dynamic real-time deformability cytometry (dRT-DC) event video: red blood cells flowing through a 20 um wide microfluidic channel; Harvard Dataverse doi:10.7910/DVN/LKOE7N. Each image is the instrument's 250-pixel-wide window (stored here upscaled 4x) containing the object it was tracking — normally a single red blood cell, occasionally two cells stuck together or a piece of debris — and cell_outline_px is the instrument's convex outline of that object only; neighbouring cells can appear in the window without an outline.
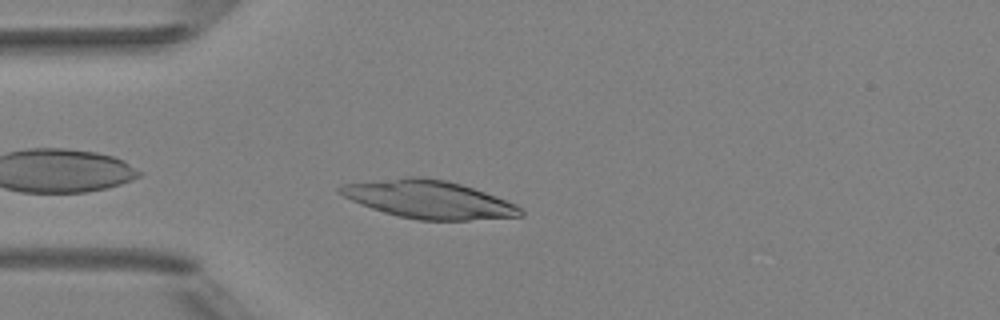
{"species": "Egyptian fruit bat (a non-hibernating species)", "species_latin": "Rousettus aegyptiacus", "temperature_condition": "room temperature", "stored_images_in_passage": 3, "camera_frame_rate_fps": 3000, "um_per_image_px": 0.085, "animal": {"sex": "female"}, "frame": {"image": 1, "passage_image": 3, "time_ms": 2.0, "image_size_px": [1000, 320], "cell_outline_px": [[524, 216], [468, 220], [420, 220], [400, 216], [384, 212], [360, 204], [336, 192], [336, 188], [344, 184], [404, 176], [420, 176], [448, 180], [496, 196], [516, 204], [524, 212]], "centroid_in_image_um": [36.44, 16.94], "position_along_channel_um": 48.6, "area_um2": 39.88}}